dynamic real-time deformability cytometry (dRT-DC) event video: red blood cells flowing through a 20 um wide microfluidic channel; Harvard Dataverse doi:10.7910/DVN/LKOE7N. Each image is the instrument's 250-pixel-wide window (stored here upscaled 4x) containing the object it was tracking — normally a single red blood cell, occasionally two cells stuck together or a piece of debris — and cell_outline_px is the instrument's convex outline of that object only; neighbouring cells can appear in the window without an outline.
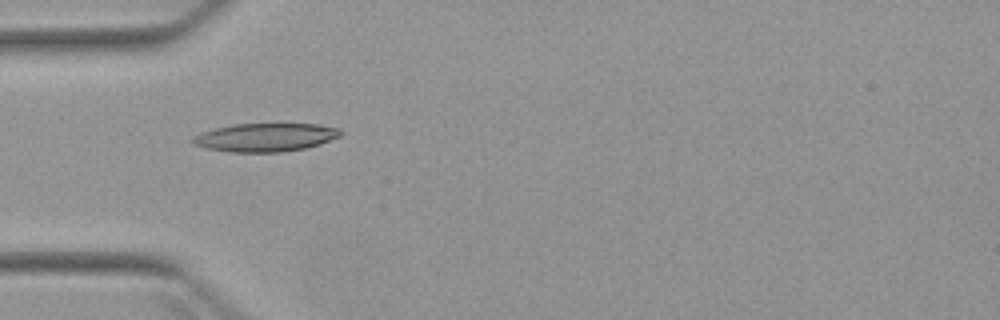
{"species": "Egyptian fruit bat (a non-hibernating species)", "species_latin": "Rousettus aegyptiacus", "temperature_condition": "warm", "stored_images_in_passage": 1, "camera_frame_rate_fps": 3000, "um_per_image_px": 0.085, "animal": {"sex": "female"}, "frame": {"image": 1, "passage_image": 1, "time_ms": 0.0, "image_size_px": [1000, 320], "cell_outline_px": [[344, 132], [340, 136], [320, 144], [304, 148], [280, 152], [228, 152], [204, 148], [192, 144], [192, 136], [200, 132], [232, 124], [316, 124], [340, 128]], "centroid_in_image_um": [22.53, 11.67], "position_along_channel_um": 62.5, "area_um2": 24.57}}